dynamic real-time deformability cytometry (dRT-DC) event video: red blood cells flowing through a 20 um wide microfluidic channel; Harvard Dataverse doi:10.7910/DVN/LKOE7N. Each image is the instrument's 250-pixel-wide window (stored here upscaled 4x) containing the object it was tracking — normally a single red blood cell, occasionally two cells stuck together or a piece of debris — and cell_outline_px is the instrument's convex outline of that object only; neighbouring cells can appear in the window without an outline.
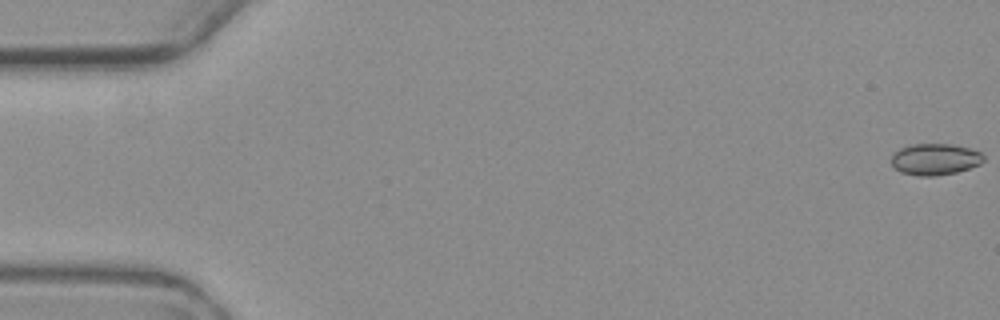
{"species": "common noctule bat (a hibernating species)", "species_latin": "Nyctalus noctula", "temperature_condition": "warm", "stored_images_in_passage": 6, "camera_frame_rate_fps": 3000, "um_per_image_px": 0.085, "animal": {"sex": "female", "body_mass_g": 19.3, "forearm_length_mm": 54.1}, "frame": {"image": 1, "passage_image": 1, "time_ms": 0.0, "image_size_px": [1000, 320], "cell_outline_px": [[984, 160], [980, 164], [956, 172], [936, 176], [920, 176], [900, 172], [892, 164], [892, 152], [900, 148], [912, 144], [952, 144], [968, 148], [980, 152], [984, 156]], "centroid_in_image_um": [79.46, 13.53], "position_along_channel_um": 5.5, "area_um2": 16.88}}
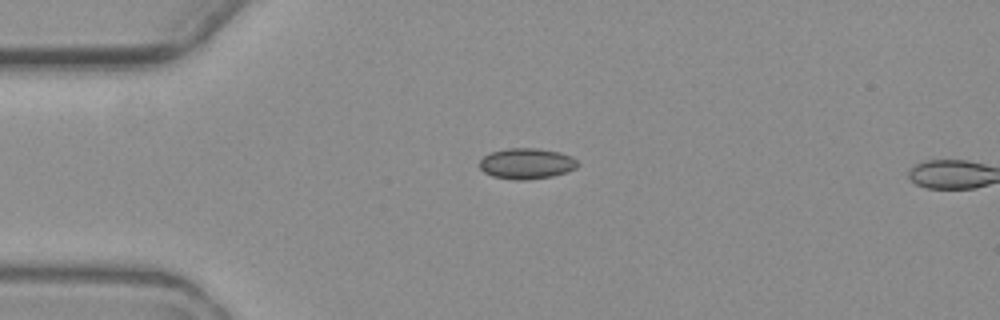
{"frame": {"image": 2, "passage_image": 5, "time_ms": 4.667, "image_size_px": [1000, 320], "cell_outline_px": [[580, 164], [576, 168], [552, 176], [524, 180], [516, 180], [492, 176], [484, 172], [480, 168], [480, 160], [484, 156], [492, 152], [508, 148], [536, 148], [560, 152], [572, 156]], "centroid_in_image_um": [44.77, 13.9], "position_along_channel_um": 40.2, "area_um2": 17.51}}